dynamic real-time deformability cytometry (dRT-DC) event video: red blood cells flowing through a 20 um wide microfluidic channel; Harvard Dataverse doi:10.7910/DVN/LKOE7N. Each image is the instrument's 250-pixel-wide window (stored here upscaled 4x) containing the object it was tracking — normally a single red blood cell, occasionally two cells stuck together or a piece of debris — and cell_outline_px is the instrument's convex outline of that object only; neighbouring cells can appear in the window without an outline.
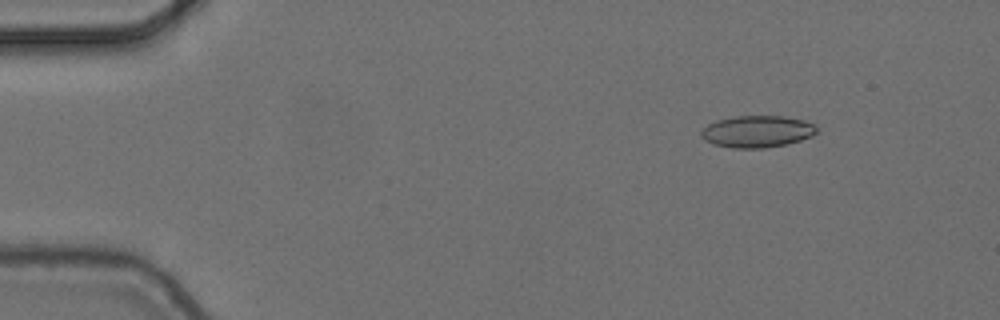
{"species": "common noctule bat (a hibernating species)", "species_latin": "Nyctalus noctula", "temperature_condition": "cold", "stored_images_in_passage": 4, "camera_frame_rate_fps": 3000, "um_per_image_px": 0.085, "animal": {"sex": "female", "body_mass_g": 24.6, "forearm_length_mm": 56.2}, "frame": {"image": 1, "passage_image": 2, "time_ms": 0.333, "image_size_px": [1000, 320], "cell_outline_px": [[816, 132], [812, 136], [788, 144], [764, 148], [732, 148], [712, 144], [704, 140], [700, 136], [700, 132], [708, 124], [716, 120], [732, 116], [784, 116], [804, 120], [816, 124]], "centroid_in_image_um": [64.34, 11.18], "position_along_channel_um": 20.7, "area_um2": 21.68}}